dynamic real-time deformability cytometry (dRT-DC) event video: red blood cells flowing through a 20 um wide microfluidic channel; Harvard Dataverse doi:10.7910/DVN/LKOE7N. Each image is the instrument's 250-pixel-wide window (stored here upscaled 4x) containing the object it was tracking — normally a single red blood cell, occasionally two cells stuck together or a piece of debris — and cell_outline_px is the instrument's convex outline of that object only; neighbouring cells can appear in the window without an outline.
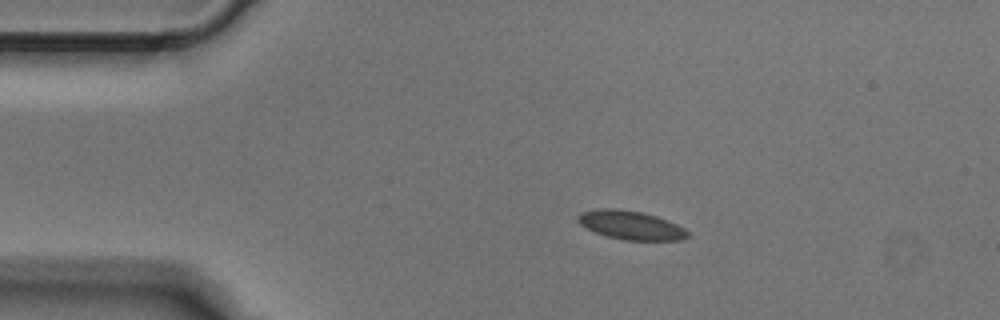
{"species": "Egyptian fruit bat (a non-hibernating species)", "species_latin": "Rousettus aegyptiacus", "temperature_condition": "cold", "stored_images_in_passage": 4, "segment_of_instrument_passage": [1, 2], "camera_frame_rate_fps": 3000, "um_per_image_px": 0.085, "animal": {"sex": "male"}, "frame": {"image": 1, "passage_image": 2, "time_ms": 0.333, "image_size_px": [1000, 320], "cell_outline_px": [[688, 236], [684, 240], [624, 240], [608, 236], [596, 232], [580, 224], [576, 220], [576, 216], [580, 212], [600, 208], [616, 208], [640, 212], [656, 216], [668, 220], [684, 228], [688, 232]], "centroid_in_image_um": [53.6, 19.13], "position_along_channel_um": 31.4, "area_um2": 18.32}}